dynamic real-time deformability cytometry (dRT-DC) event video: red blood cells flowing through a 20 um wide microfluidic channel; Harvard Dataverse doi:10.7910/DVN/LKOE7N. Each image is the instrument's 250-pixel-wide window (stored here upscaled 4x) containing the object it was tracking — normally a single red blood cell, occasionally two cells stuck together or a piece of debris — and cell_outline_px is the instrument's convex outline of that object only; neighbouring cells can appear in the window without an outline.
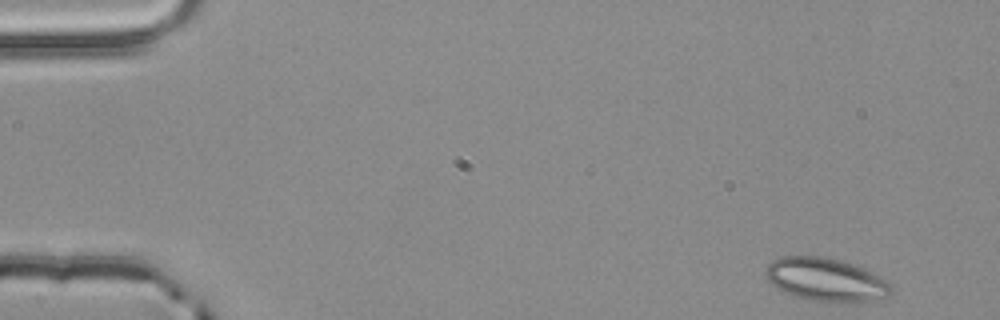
{"species": "common noctule bat (a hibernating species)", "species_latin": "Nyctalus noctula", "temperature_condition": "room temperature", "stored_images_in_passage": 52, "camera_frame_rate_fps": 3000, "um_per_image_px": 0.085, "animal": {"sex": "male", "body_mass_g": 20.4}, "frame": {"image": 1, "passage_image": 1, "time_ms": 0.0, "image_size_px": [1000, 320], "cell_outline_px": [[892, 292], [888, 296], [868, 300], [808, 300], [796, 296], [776, 288], [764, 276], [764, 268], [772, 260], [780, 256], [820, 256], [836, 260], [872, 272], [888, 280], [892, 284]], "centroid_in_image_um": [70.13, 23.74], "position_along_channel_um": 14.9, "area_um2": 30.87}}
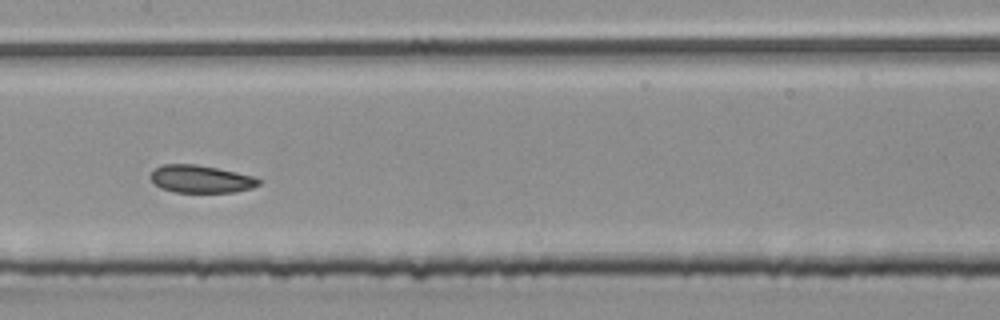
{"frame": {"image": 2, "passage_image": 25, "time_ms": 8.0, "image_size_px": [1000, 320], "cell_outline_px": [[260, 184], [252, 188], [236, 192], [172, 192], [160, 188], [152, 180], [152, 172], [156, 168], [164, 164], [196, 164], [256, 176], [260, 180]], "centroid_in_image_um": [17.11, 15.22], "position_along_channel_um": 190.3, "area_um2": 17.34}}
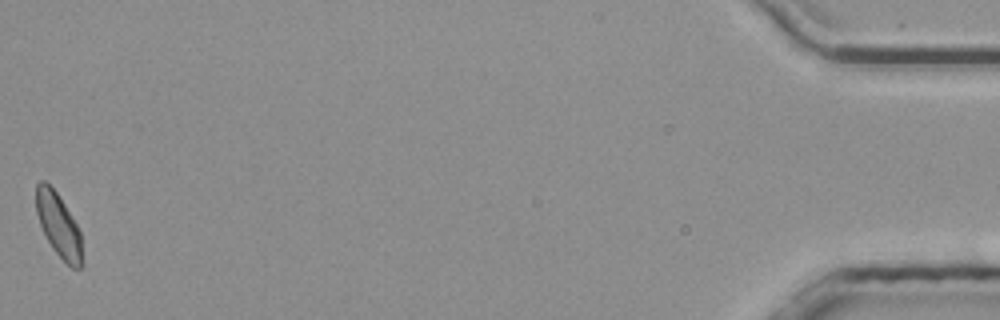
{"frame": {"image": 3, "passage_image": 52, "time_ms": 17.0, "image_size_px": [1000, 320], "cell_outline_px": [[84, 264], [80, 268], [72, 268], [52, 248], [40, 224], [36, 212], [36, 184], [40, 180], [44, 180], [56, 192], [64, 204], [76, 224], [80, 232]], "centroid_in_image_um": [4.99, 19.16], "position_along_channel_um": 430.2, "area_um2": 16.88}, "authors_computed_cell_mechanics": {"area_um2": 18.1203, "velocity_mm_per_s": 3.8081, "shape_relaxation_time_tau1_ms": 4.4005, "shape_relaxation_time_tau2_ms": 1.923, "deformation_change_tau1": 0.0745, "deformation_change_tau2": 0.0582}}